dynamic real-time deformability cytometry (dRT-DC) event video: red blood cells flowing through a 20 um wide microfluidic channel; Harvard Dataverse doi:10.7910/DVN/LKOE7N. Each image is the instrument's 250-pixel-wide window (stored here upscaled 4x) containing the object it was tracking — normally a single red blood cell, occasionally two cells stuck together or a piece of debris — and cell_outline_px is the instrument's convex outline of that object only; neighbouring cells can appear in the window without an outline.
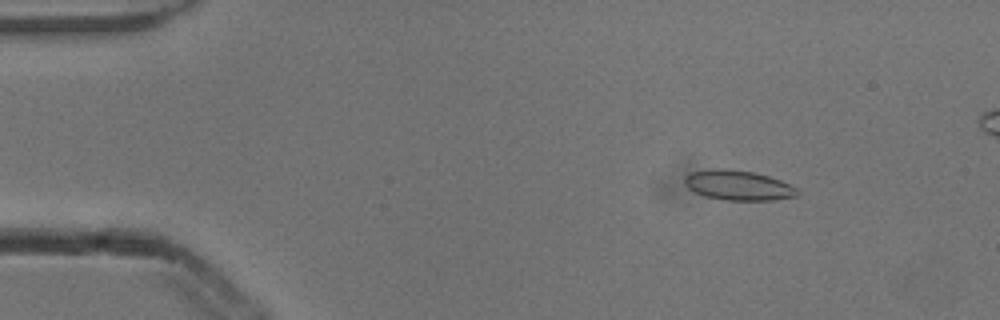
{"species": "common noctule bat (a hibernating species)", "species_latin": "Nyctalus noctula", "temperature_condition": "cold", "stored_images_in_passage": 55, "camera_frame_rate_fps": 3000, "um_per_image_px": 0.085, "animal": {"sex": "male", "body_mass_g": 13.3}, "frame": {"image": 1, "passage_image": 8, "time_ms": 2.333, "image_size_px": [1000, 320], "cell_outline_px": [[800, 196], [772, 200], [724, 200], [704, 196], [688, 188], [684, 184], [684, 176], [692, 172], [708, 168], [724, 168], [752, 172], [768, 176], [792, 184], [800, 188]], "centroid_in_image_um": [62.79, 15.75], "position_along_channel_um": 22.2, "area_um2": 20.0}}
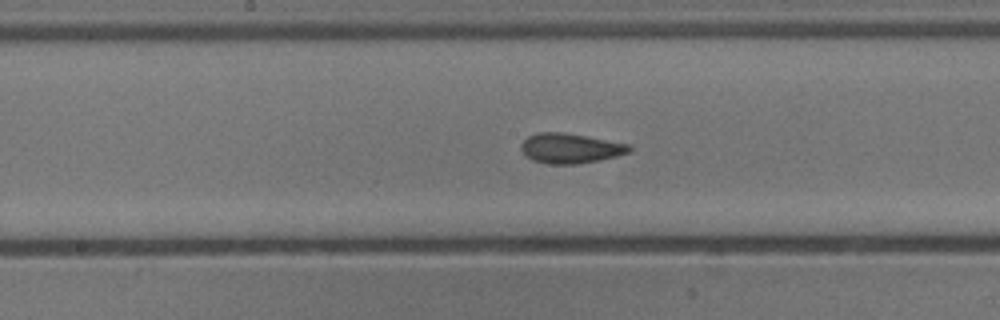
{"frame": {"image": 2, "passage_image": 28, "time_ms": 9.0, "image_size_px": [1000, 320], "cell_outline_px": [[632, 148], [628, 152], [616, 156], [576, 164], [548, 164], [532, 160], [520, 148], [520, 144], [528, 136], [536, 132], [564, 132], [628, 144]], "centroid_in_image_um": [48.43, 12.59], "position_along_channel_um": 199.8, "area_um2": 18.61}}
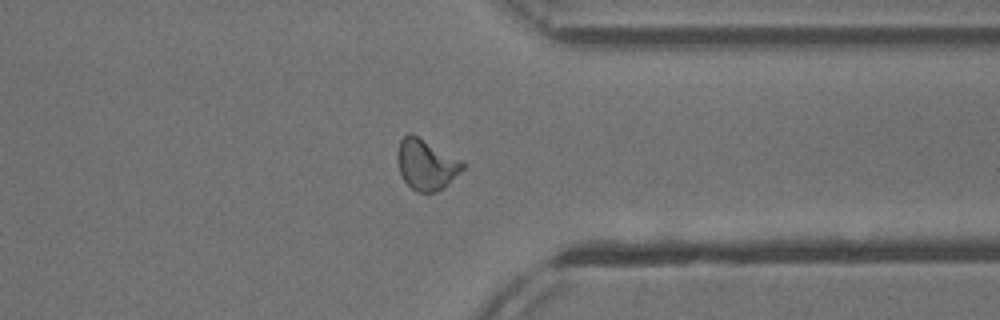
{"frame": {"image": 3, "passage_image": 42, "time_ms": 13.667, "image_size_px": [1000, 320], "cell_outline_px": [[464, 168], [444, 188], [436, 192], [416, 192], [404, 180], [400, 172], [396, 156], [396, 152], [400, 140], [408, 132], [412, 132], [460, 160], [464, 164]], "centroid_in_image_um": [36.19, 13.97], "position_along_channel_um": 375.2, "area_um2": 19.19}, "authors_computed_cell_mechanics": {"area_um2": 18.9006, "velocity_mm_per_s": 3.8645, "shape_relaxation_time_tau1_ms": 8.4747, "shape_relaxation_time_tau2_ms": 1.0749, "deformation_change_tau1": 0.1513, "deformation_change_tau2": 0.0421}}